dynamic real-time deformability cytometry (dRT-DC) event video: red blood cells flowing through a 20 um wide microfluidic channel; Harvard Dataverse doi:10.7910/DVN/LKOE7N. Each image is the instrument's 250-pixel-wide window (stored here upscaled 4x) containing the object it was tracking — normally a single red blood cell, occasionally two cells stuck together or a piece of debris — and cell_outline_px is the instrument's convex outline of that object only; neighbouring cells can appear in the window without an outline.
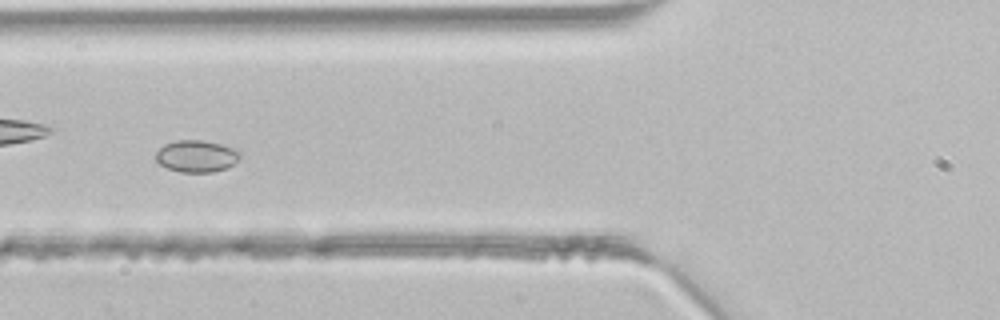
{"species": "common noctule bat (a hibernating species)", "species_latin": "Nyctalus noctula", "temperature_condition": "room temperature", "stored_images_in_passage": 4, "camera_frame_rate_fps": 3000, "um_per_image_px": 0.085, "animal": {"sex": "male", "body_mass_g": 21.5, "forearm_length_mm": 52.0}, "frame": {"image": 1, "passage_image": 4, "time_ms": 1.0, "image_size_px": [1000, 320], "cell_outline_px": [[240, 156], [228, 168], [212, 172], [180, 172], [168, 168], [160, 164], [156, 160], [156, 152], [164, 144], [176, 140], [200, 140], [220, 144], [232, 148], [240, 152]], "centroid_in_image_um": [16.67, 13.27], "position_along_channel_um": 109.1, "area_um2": 15.49}}